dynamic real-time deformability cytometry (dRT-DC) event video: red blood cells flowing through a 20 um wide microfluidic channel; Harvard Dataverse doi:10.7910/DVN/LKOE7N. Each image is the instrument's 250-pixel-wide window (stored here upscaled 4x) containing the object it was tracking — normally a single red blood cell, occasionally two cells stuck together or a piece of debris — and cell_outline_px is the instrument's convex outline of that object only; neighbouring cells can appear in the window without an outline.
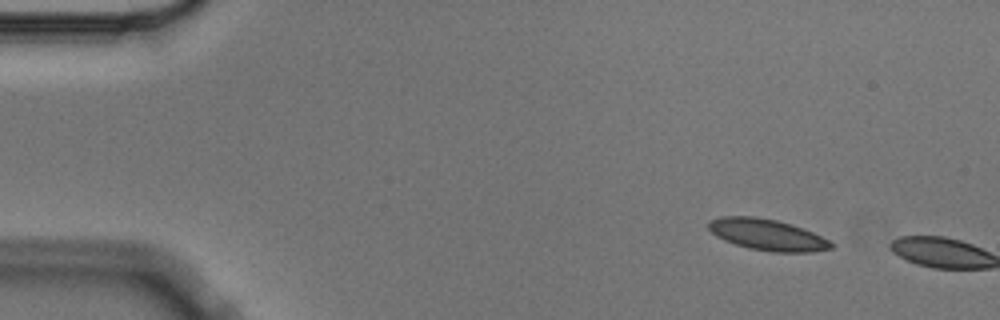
{"species": "Egyptian fruit bat (a non-hibernating species)", "species_latin": "Rousettus aegyptiacus", "temperature_condition": "cold", "stored_images_in_passage": 2, "camera_frame_rate_fps": 3000, "um_per_image_px": 0.085, "animal": {"sex": "male"}, "frame": {"image": 1, "passage_image": 1, "time_ms": 0.0, "image_size_px": [1000, 320], "cell_outline_px": [[836, 244], [832, 248], [812, 252], [772, 252], [748, 248], [724, 240], [716, 236], [708, 228], [708, 220], [720, 216], [756, 216], [776, 220], [792, 224], [812, 232]], "centroid_in_image_um": [65.2, 19.94], "position_along_channel_um": 19.8, "area_um2": 22.43}}